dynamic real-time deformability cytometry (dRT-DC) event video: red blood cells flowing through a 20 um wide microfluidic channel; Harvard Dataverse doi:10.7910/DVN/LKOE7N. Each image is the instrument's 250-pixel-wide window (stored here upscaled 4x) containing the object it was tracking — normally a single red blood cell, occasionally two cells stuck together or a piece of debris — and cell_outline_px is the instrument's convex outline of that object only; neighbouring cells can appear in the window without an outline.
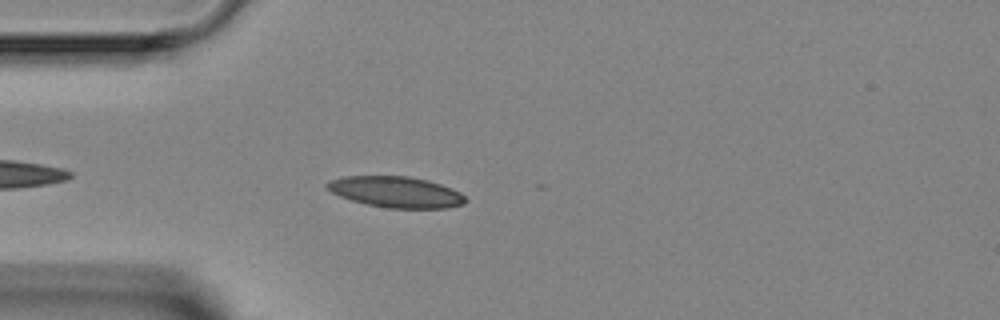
{"species": "Egyptian fruit bat (a non-hibernating species)", "species_latin": "Rousettus aegyptiacus", "temperature_condition": "room temperature", "stored_images_in_passage": 2, "camera_frame_rate_fps": 3000, "um_per_image_px": 0.085, "animal": {"sex": "female"}, "frame": {"image": 1, "passage_image": 2, "time_ms": 2.0, "image_size_px": [1000, 320], "cell_outline_px": [[468, 200], [464, 204], [448, 208], [388, 208], [368, 204], [352, 200], [340, 196], [332, 192], [324, 184], [332, 180], [344, 176], [408, 176], [428, 180], [452, 188], [460, 192]], "centroid_in_image_um": [33.7, 16.32], "position_along_channel_um": 51.3, "area_um2": 24.91}}